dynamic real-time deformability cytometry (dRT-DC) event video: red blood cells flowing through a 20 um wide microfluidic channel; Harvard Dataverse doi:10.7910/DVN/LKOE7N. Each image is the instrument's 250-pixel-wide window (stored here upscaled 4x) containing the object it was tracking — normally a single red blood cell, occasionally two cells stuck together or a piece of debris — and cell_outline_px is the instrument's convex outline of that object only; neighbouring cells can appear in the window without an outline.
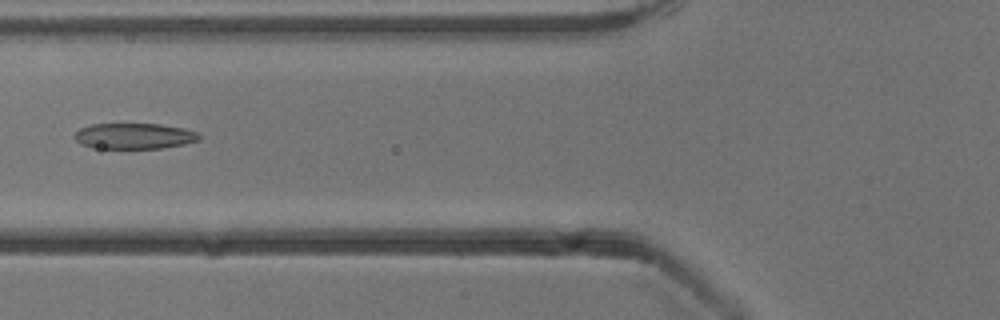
{"species": "common noctule bat (a hibernating species)", "species_latin": "Nyctalus noctula", "temperature_condition": "cold", "stored_images_in_passage": 5, "camera_frame_rate_fps": 3000, "um_per_image_px": 0.085, "animal": {"sex": "male", "body_mass_g": 13.3}, "frame": {"image": 1, "passage_image": 5, "time_ms": 4.667, "image_size_px": [1000, 320], "cell_outline_px": [[200, 140], [184, 144], [164, 148], [92, 148], [80, 144], [72, 136], [80, 128], [92, 124], [160, 124], [184, 128], [196, 132], [200, 136]], "centroid_in_image_um": [11.39, 11.56], "position_along_channel_um": 114.4, "area_um2": 18.79}}